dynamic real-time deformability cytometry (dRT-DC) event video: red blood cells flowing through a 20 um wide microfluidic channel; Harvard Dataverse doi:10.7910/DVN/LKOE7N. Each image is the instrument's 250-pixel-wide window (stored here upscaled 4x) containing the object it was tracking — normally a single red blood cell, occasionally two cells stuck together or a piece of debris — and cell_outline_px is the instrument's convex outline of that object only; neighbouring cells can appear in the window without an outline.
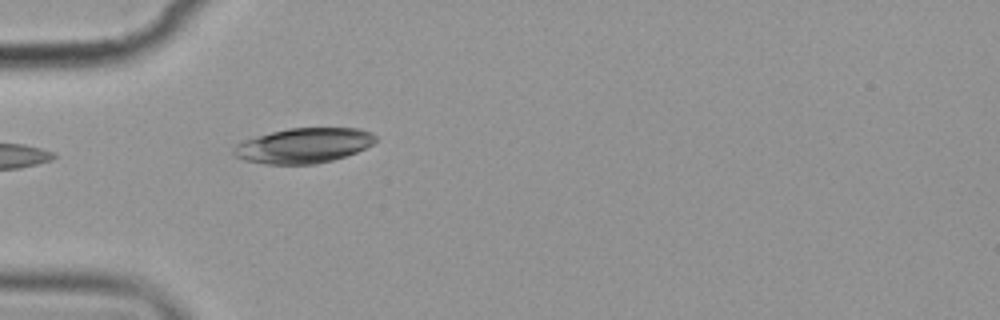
{"species": "common noctule bat (a hibernating species)", "species_latin": "Nyctalus noctula", "temperature_condition": "cold", "stored_images_in_passage": 4, "camera_frame_rate_fps": 3000, "um_per_image_px": 0.085, "animal": {"sex": "female", "body_mass_g": 19.9}, "frame": {"image": 1, "passage_image": 4, "time_ms": 4.333, "image_size_px": [1000, 320], "cell_outline_px": [[376, 140], [372, 144], [356, 152], [332, 160], [316, 164], [264, 164], [244, 160], [236, 156], [232, 152], [232, 148], [236, 144], [244, 140], [256, 136], [288, 128], [360, 128], [372, 132], [376, 136]], "centroid_in_image_um": [25.79, 12.37], "position_along_channel_um": 59.2, "area_um2": 28.96}}